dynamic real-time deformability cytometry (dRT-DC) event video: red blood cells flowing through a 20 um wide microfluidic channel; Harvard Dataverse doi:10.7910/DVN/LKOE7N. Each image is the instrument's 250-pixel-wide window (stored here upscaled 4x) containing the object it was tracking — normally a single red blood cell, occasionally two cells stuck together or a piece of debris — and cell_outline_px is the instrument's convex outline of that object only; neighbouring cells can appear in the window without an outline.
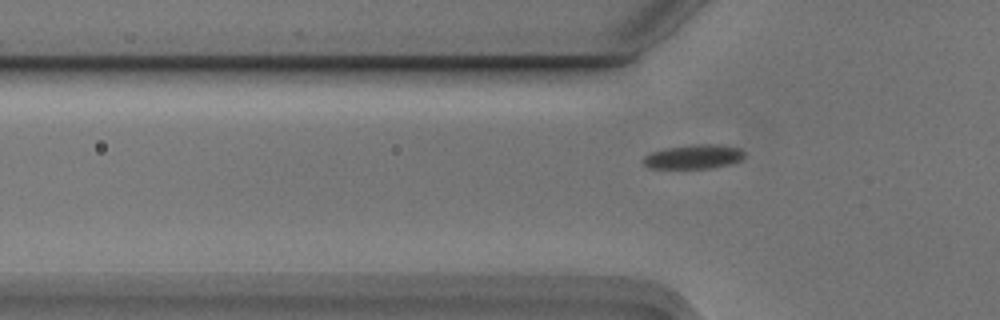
{"species": "Egyptian fruit bat (a non-hibernating species)", "species_latin": "Rousettus aegyptiacus", "temperature_condition": "cold", "stored_images_in_passage": 5, "camera_frame_rate_fps": 3000, "um_per_image_px": 0.085, "animal": {"sex": "male"}, "frame": {"image": 1, "passage_image": 5, "time_ms": 1.333, "image_size_px": [1000, 320], "cell_outline_px": [[744, 156], [740, 160], [732, 164], [712, 168], [648, 168], [640, 160], [648, 152], [668, 148], [692, 144], [720, 144], [740, 148], [744, 152]], "centroid_in_image_um": [58.94, 13.32], "position_along_channel_um": 66.9, "area_um2": 14.51}}